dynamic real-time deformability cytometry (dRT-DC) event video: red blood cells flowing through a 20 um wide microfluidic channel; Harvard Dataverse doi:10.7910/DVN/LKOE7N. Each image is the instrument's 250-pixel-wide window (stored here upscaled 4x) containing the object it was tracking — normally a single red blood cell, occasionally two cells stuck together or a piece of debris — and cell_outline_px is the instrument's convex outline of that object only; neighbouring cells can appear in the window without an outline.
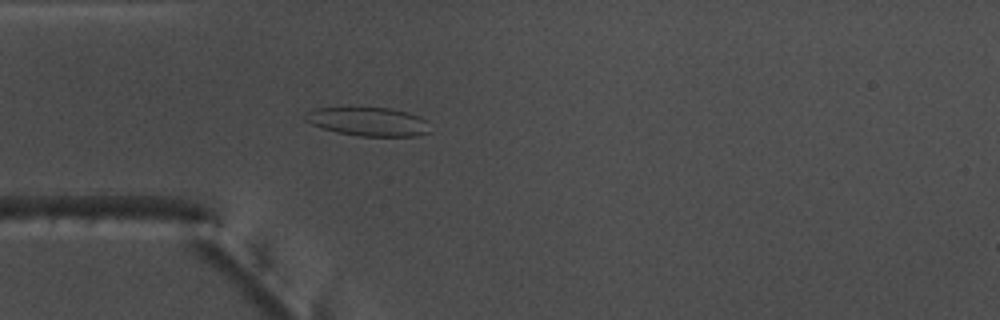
{"species": "common noctule bat (a hibernating species)", "species_latin": "Nyctalus noctula", "temperature_condition": "warm", "stored_images_in_passage": 35, "camera_frame_rate_fps": 3000, "um_per_image_px": 0.085, "animal": {"sex": "male", "body_mass_g": 17.5, "forearm_length_mm": 52.3}, "frame": {"image": 1, "passage_image": 8, "time_ms": 2.333, "image_size_px": [1000, 320], "cell_outline_px": [[432, 132], [420, 136], [360, 136], [336, 132], [320, 128], [304, 120], [304, 112], [316, 108], [388, 108], [408, 112], [420, 116], [428, 120]], "centroid_in_image_um": [31.35, 10.35], "position_along_channel_um": 53.7, "area_um2": 21.21}}
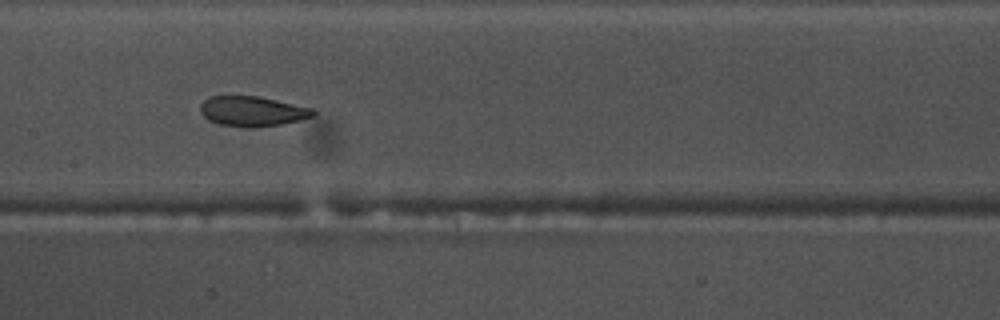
{"frame": {"image": 2, "passage_image": 19, "time_ms": 6.0, "image_size_px": [1000, 320], "cell_outline_px": [[316, 112], [312, 116], [300, 120], [280, 124], [256, 128], [244, 128], [216, 124], [208, 120], [200, 112], [200, 104], [208, 96], [260, 96], [312, 108]], "centroid_in_image_um": [21.4, 9.47], "position_along_channel_um": 186.0, "area_um2": 20.0}}
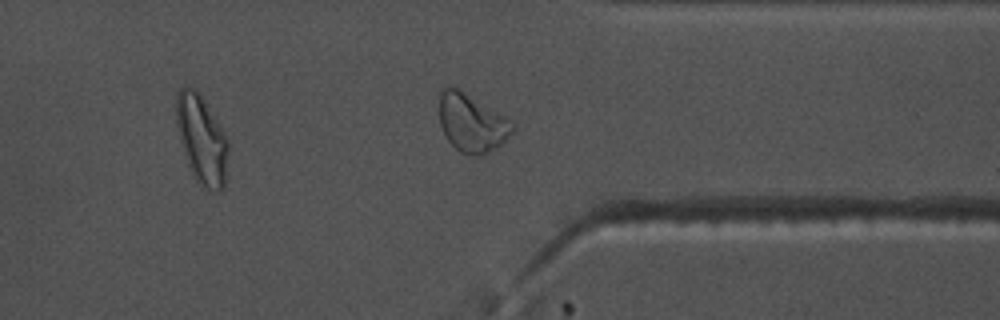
{"frame": {"image": 3, "passage_image": 34, "time_ms": 11.0, "image_size_px": [1000, 320], "cell_outline_px": [[228, 180], [224, 188], [220, 192], [212, 192], [204, 188], [196, 180], [188, 164], [180, 140], [176, 120], [176, 92], [180, 88], [196, 88], [228, 136]], "centroid_in_image_um": [17.2, 11.91], "position_along_channel_um": 394.2, "area_um2": 27.34}, "authors_computed_cell_mechanics": {"area_um2": 20.4612, "velocity_mm_per_s": 3.7708, "shape_relaxation_time_tau1_ms": 7.9393, "shape_relaxation_time_tau2_ms": 1.7473, "deformation_change_tau1": 0.1801, "deformation_change_tau2": 0.0688}}